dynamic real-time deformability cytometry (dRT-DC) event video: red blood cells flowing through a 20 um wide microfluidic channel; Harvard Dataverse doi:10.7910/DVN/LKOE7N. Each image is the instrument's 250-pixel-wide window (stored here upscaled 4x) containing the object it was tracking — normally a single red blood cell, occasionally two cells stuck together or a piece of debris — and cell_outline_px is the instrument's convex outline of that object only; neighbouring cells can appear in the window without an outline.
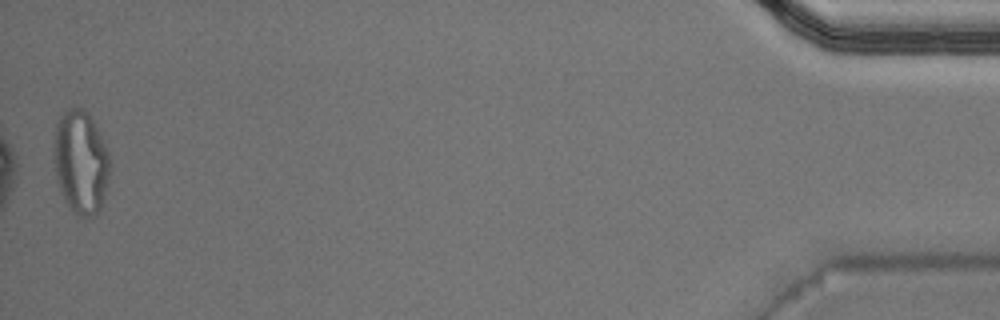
{"species": "Egyptian fruit bat (a non-hibernating species)", "species_latin": "Rousettus aegyptiacus", "temperature_condition": "warm", "stored_images_in_passage": 36, "camera_frame_rate_fps": 3000, "um_per_image_px": 0.085, "animal": {"sex": "male"}, "frame": {"image": 1, "passage_image": 36, "time_ms": 11.667, "image_size_px": [1000, 320], "cell_outline_px": [[112, 164], [104, 196], [100, 208], [96, 216], [80, 216], [64, 200], [60, 192], [56, 176], [52, 152], [56, 124], [60, 116], [68, 108], [84, 108], [88, 112], [108, 152]], "centroid_in_image_um": [6.85, 13.77], "position_along_channel_um": 428.3, "area_um2": 33.87}, "authors_computed_cell_mechanics": {"area_um2": 19.652, "velocity_mm_per_s": 4.0531, "shape_relaxation_time_tau1_ms": null, "shape_relaxation_time_tau2_ms": 1.5731, "deformation_change_tau1": null, "deformation_change_tau2": 0.0988}}